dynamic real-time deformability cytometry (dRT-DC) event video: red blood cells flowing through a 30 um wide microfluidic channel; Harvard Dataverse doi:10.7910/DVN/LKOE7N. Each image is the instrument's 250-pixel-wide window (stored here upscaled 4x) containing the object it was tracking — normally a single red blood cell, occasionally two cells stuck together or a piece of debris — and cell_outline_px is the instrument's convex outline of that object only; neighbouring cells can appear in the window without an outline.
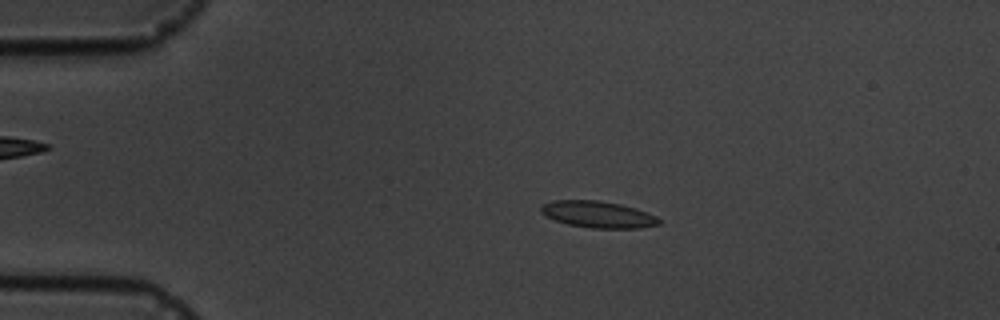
{"species": "common noctule bat (a hibernating species)", "species_latin": "Nyctalus noctula", "temperature_condition": "cold", "stored_images_in_passage": 5, "camera_frame_rate_fps": 3000, "um_per_image_px": 0.085, "animal": {"sex": "male", "body_mass_g": 19.5, "forearm_length_mm": 54.6}, "frame": {"image": 1, "passage_image": 3, "time_ms": 2.0, "image_size_px": [1000, 320], "cell_outline_px": [[660, 224], [640, 228], [592, 228], [568, 224], [556, 220], [540, 212], [540, 208], [544, 204], [552, 200], [600, 200], [620, 204], [636, 208], [656, 216], [660, 220]], "centroid_in_image_um": [50.85, 18.22], "position_along_channel_um": 34.2, "area_um2": 18.21}}
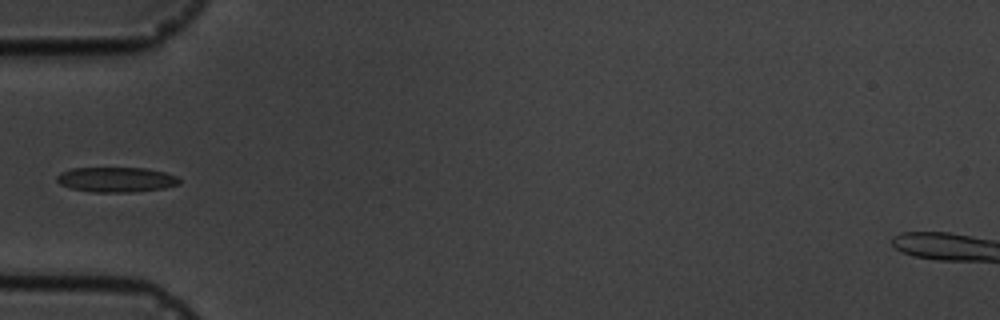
{"frame": {"image": 2, "passage_image": 5, "time_ms": 4.333, "image_size_px": [1000, 320], "cell_outline_px": [[180, 184], [164, 188], [132, 192], [92, 192], [68, 188], [60, 184], [56, 180], [56, 176], [60, 172], [72, 168], [144, 168], [164, 172], [176, 176], [180, 180]], "centroid_in_image_um": [9.84, 15.27], "position_along_channel_um": 75.2, "area_um2": 17.92}}